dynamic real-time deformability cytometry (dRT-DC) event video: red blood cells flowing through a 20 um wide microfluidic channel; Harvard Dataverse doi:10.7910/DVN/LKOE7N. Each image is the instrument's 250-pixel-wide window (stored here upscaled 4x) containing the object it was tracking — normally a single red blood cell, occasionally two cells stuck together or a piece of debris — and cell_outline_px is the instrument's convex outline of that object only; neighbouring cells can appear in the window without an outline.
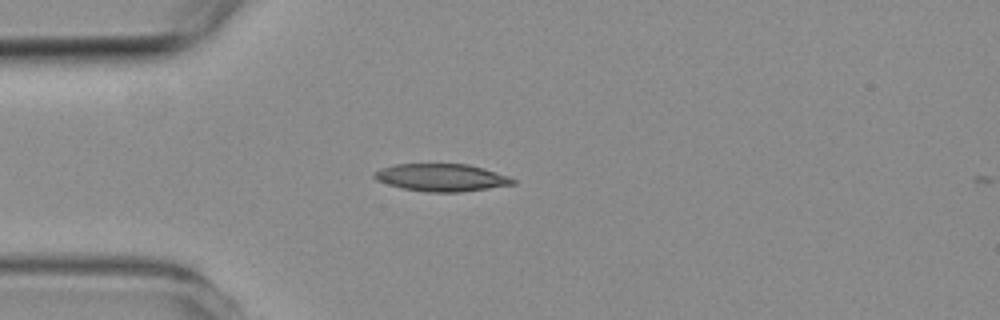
{"species": "common noctule bat (a hibernating species)", "species_latin": "Nyctalus noctula", "temperature_condition": "room temperature", "stored_images_in_passage": 2, "camera_frame_rate_fps": 3000, "um_per_image_px": 0.085, "animal": {"sex": "female", "body_mass_g": 19.3, "forearm_length_mm": 54.1}, "frame": {"image": 1, "passage_image": 2, "time_ms": 1.333, "image_size_px": [1000, 320], "cell_outline_px": [[516, 184], [460, 192], [428, 192], [400, 188], [376, 180], [372, 176], [372, 172], [380, 168], [396, 164], [468, 164], [484, 168], [508, 176], [516, 180]], "centroid_in_image_um": [37.5, 15.09], "position_along_channel_um": 47.5, "area_um2": 22.31}}